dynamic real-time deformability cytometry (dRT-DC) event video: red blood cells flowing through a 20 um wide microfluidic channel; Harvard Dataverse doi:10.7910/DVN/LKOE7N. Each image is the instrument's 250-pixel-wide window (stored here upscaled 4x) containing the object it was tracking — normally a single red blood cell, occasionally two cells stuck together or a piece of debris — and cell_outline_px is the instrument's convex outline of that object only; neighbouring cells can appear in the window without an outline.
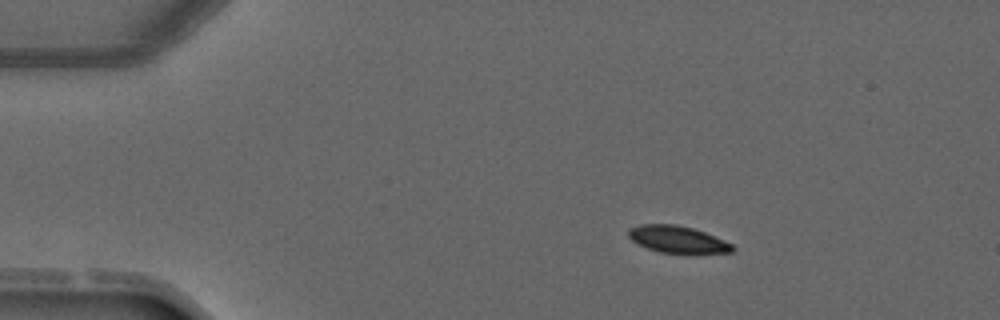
{"species": "common noctule bat (a hibernating species)", "species_latin": "Nyctalus noctula", "temperature_condition": "warm", "stored_images_in_passage": 4, "camera_frame_rate_fps": 3000, "um_per_image_px": 0.085, "animal": {"sex": "male", "forearm_length_mm": 52.5}, "frame": {"image": 1, "passage_image": 2, "time_ms": 1.333, "image_size_px": [1000, 320], "cell_outline_px": [[736, 248], [732, 252], [696, 256], [688, 256], [660, 252], [648, 248], [632, 240], [628, 236], [628, 228], [640, 224], [676, 224], [692, 228], [704, 232], [724, 240], [732, 244]], "centroid_in_image_um": [57.66, 20.4], "position_along_channel_um": 27.3, "area_um2": 17.11}}
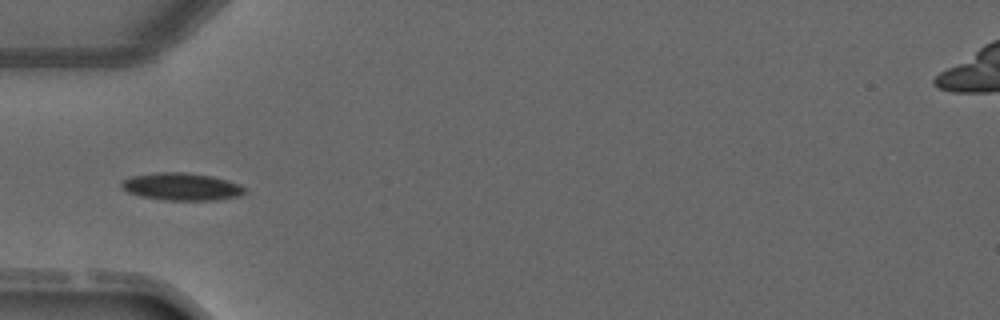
{"frame": {"image": 2, "passage_image": 4, "time_ms": 3.667, "image_size_px": [1000, 320], "cell_outline_px": [[244, 192], [240, 196], [216, 200], [164, 200], [140, 196], [128, 192], [120, 188], [120, 184], [124, 180], [132, 176], [156, 172], [184, 172], [212, 176], [228, 180], [240, 184], [244, 188]], "centroid_in_image_um": [15.42, 15.86], "position_along_channel_um": 69.6, "area_um2": 19.77}}